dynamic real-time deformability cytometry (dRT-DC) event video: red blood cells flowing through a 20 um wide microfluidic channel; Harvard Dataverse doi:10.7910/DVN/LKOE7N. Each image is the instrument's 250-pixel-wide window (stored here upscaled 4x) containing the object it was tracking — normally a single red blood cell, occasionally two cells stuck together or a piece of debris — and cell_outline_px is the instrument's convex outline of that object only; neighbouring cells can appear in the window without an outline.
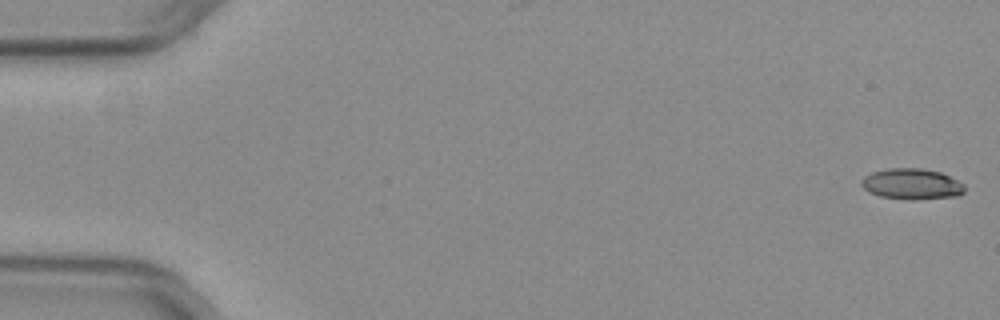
{"species": "common noctule bat (a hibernating species)", "species_latin": "Nyctalus noctula", "temperature_condition": "warm", "stored_images_in_passage": 15, "camera_frame_rate_fps": 3000, "um_per_image_px": 0.085, "animal": {"sex": "female", "body_mass_g": 29.2, "forearm_length_mm": 56.3}, "frame": {"image": 1, "passage_image": 1, "time_ms": 0.0, "image_size_px": [1000, 320], "cell_outline_px": [[964, 192], [960, 196], [912, 200], [880, 196], [868, 192], [860, 184], [860, 180], [864, 176], [872, 172], [888, 168], [920, 168], [940, 172], [964, 184]], "centroid_in_image_um": [77.48, 15.64], "position_along_channel_um": 7.5, "area_um2": 18.61}}
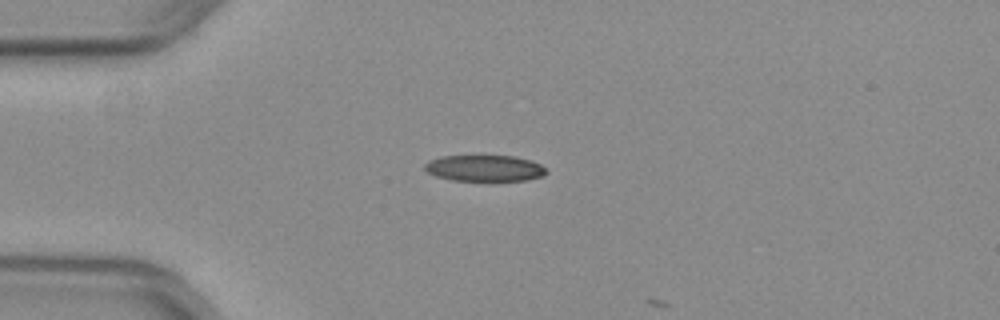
{"frame": {"image": 2, "passage_image": 14, "time_ms": 4.333, "image_size_px": [1000, 320], "cell_outline_px": [[548, 172], [544, 176], [528, 180], [452, 180], [436, 176], [428, 172], [424, 168], [424, 164], [428, 160], [440, 156], [516, 156], [532, 160], [540, 164]], "centroid_in_image_um": [41.2, 14.29], "position_along_channel_um": 43.8, "area_um2": 18.61}}